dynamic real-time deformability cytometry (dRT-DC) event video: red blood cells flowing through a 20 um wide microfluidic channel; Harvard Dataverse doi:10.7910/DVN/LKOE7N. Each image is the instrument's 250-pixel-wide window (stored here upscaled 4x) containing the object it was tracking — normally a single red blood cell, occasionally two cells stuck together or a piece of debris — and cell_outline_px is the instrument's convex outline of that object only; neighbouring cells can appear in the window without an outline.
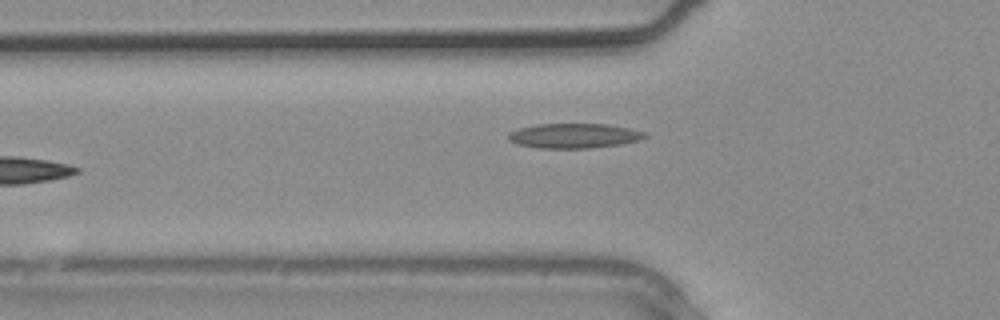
{"species": "common noctule bat (a hibernating species)", "species_latin": "Nyctalus noctula", "temperature_condition": "warm", "stored_images_in_passage": 4, "camera_frame_rate_fps": 3000, "um_per_image_px": 0.085, "animal": {"sex": "male", "body_mass_g": 20.4}, "frame": {"image": 1, "passage_image": 4, "time_ms": 1.0, "image_size_px": [1000, 320], "cell_outline_px": [[648, 136], [640, 140], [620, 144], [588, 148], [540, 148], [516, 144], [508, 140], [508, 132], [520, 128], [536, 124], [608, 124], [648, 132]], "centroid_in_image_um": [48.8, 11.54], "position_along_channel_um": 77.0, "area_um2": 19.77}}